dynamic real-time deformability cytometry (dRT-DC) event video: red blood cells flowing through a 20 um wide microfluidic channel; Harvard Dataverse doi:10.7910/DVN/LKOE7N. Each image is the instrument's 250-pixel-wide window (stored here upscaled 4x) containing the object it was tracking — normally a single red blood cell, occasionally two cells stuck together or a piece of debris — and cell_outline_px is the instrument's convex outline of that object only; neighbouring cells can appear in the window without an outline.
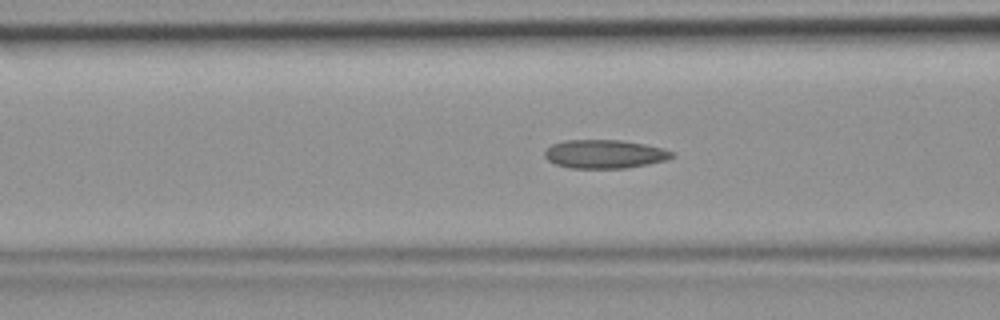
{"species": "common noctule bat (a hibernating species)", "species_latin": "Nyctalus noctula", "temperature_condition": "room temperature", "stored_images_in_passage": 45, "camera_frame_rate_fps": 3000, "um_per_image_px": 0.085, "animal": {"sex": "female", "body_mass_g": 19.9}, "frame": {"image": 1, "passage_image": 17, "time_ms": 5.333, "image_size_px": [1000, 320], "cell_outline_px": [[676, 156], [668, 160], [648, 164], [624, 168], [568, 168], [556, 164], [548, 160], [544, 156], [544, 152], [552, 144], [564, 140], [620, 140], [644, 144], [664, 148], [676, 152]], "centroid_in_image_um": [51.44, 13.09], "position_along_channel_um": 115.2, "area_um2": 21.39}}
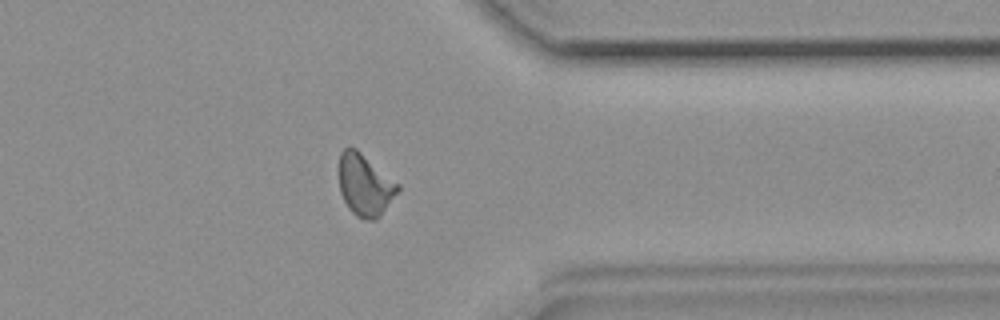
{"frame": {"image": 2, "passage_image": 36, "time_ms": 11.667, "image_size_px": [1000, 320], "cell_outline_px": [[400, 188], [380, 216], [376, 220], [368, 220], [356, 216], [348, 208], [340, 192], [340, 152], [344, 148], [356, 148], [400, 184]], "centroid_in_image_um": [31.03, 15.73], "position_along_channel_um": 380.4, "area_um2": 20.98}}
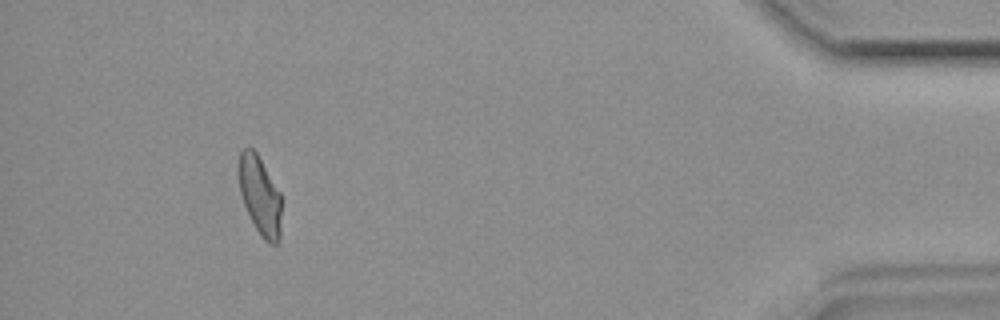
{"frame": {"image": 3, "passage_image": 42, "time_ms": 13.667, "image_size_px": [1000, 320], "cell_outline_px": [[280, 240], [276, 244], [268, 244], [260, 236], [244, 204], [240, 192], [236, 168], [240, 152], [244, 148], [252, 148], [256, 152], [280, 192]], "centroid_in_image_um": [22.06, 16.61], "position_along_channel_um": 413.1, "area_um2": 19.65}}